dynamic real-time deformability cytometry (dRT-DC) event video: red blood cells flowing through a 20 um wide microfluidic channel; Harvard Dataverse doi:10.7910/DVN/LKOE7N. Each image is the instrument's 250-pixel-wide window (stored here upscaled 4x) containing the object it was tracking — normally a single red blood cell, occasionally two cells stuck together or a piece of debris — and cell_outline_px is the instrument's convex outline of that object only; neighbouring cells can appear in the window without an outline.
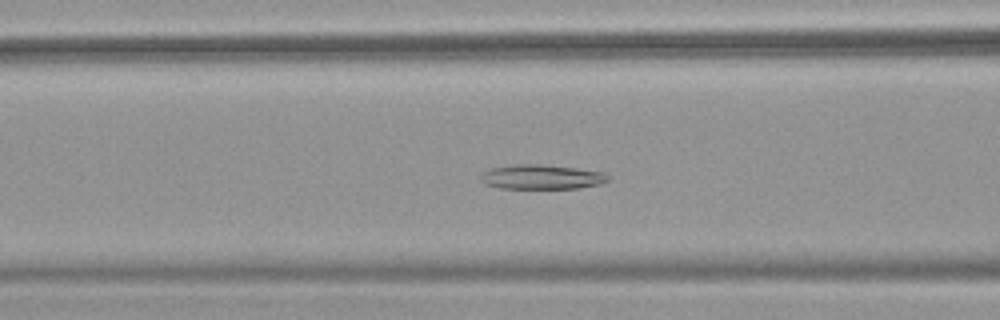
{"species": "common noctule bat (a hibernating species)", "species_latin": "Nyctalus noctula", "temperature_condition": "warm", "stored_images_in_passage": 46, "camera_frame_rate_fps": 3000, "um_per_image_px": 0.085, "animal": {"sex": "female", "body_mass_g": 18.4}, "frame": {"image": 1, "passage_image": 15, "time_ms": 4.667, "image_size_px": [1000, 320], "cell_outline_px": [[608, 180], [600, 184], [580, 188], [500, 188], [484, 184], [480, 180], [480, 176], [484, 172], [492, 168], [512, 164], [540, 164], [576, 168], [604, 172], [608, 176]], "centroid_in_image_um": [46.02, 15.04], "position_along_channel_um": 120.6, "area_um2": 18.21}}
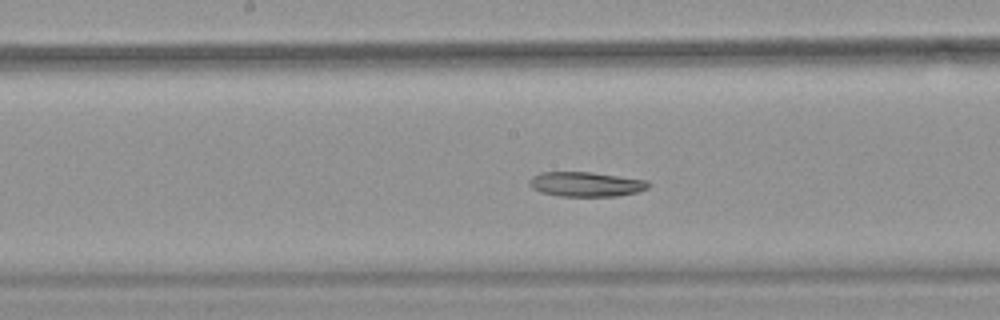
{"frame": {"image": 2, "passage_image": 21, "time_ms": 6.667, "image_size_px": [1000, 320], "cell_outline_px": [[652, 184], [648, 188], [636, 192], [616, 196], [560, 196], [540, 192], [532, 188], [528, 184], [528, 180], [532, 176], [540, 172], [592, 172], [648, 180]], "centroid_in_image_um": [49.8, 15.65], "position_along_channel_um": 198.4, "area_um2": 17.28}}
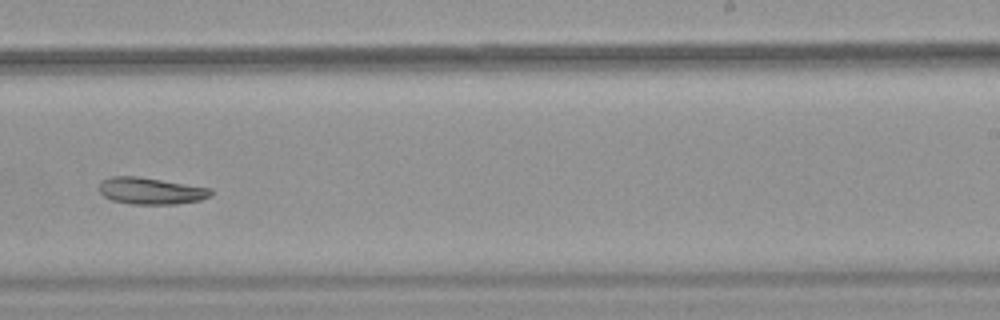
{"frame": {"image": 3, "passage_image": 27, "time_ms": 8.667, "image_size_px": [1000, 320], "cell_outline_px": [[212, 196], [200, 200], [176, 204], [128, 204], [112, 200], [104, 196], [100, 192], [100, 180], [112, 176], [140, 176], [212, 188]], "centroid_in_image_um": [12.83, 16.22], "position_along_channel_um": 276.2, "area_um2": 17.63}}